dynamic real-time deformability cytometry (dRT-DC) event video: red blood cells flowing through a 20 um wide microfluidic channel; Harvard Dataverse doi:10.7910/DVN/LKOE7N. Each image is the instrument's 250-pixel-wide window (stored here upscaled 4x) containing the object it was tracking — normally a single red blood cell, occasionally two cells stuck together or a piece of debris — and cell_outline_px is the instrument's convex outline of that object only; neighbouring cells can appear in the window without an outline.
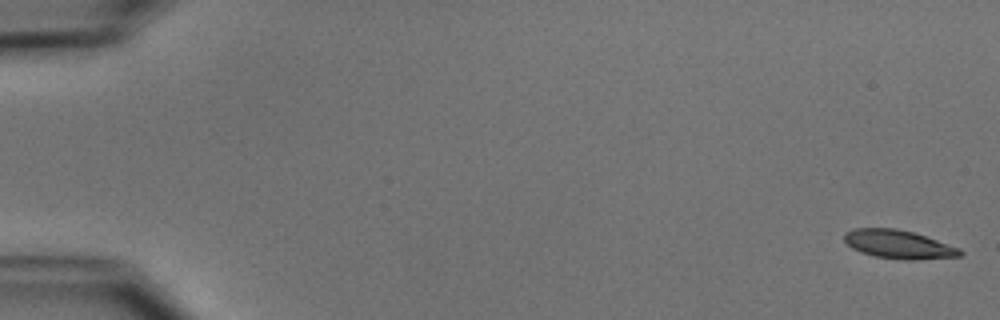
{"species": "common noctule bat (a hibernating species)", "species_latin": "Nyctalus noctula", "temperature_condition": "cold", "stored_images_in_passage": 52, "camera_frame_rate_fps": 3000, "um_per_image_px": 0.085, "animal": {"sex": "male", "body_mass_g": 15.6}, "frame": {"image": 1, "passage_image": 1, "time_ms": 0.0, "image_size_px": [1000, 320], "cell_outline_px": [[964, 252], [960, 256], [916, 260], [904, 260], [876, 256], [860, 252], [852, 248], [844, 240], [844, 232], [852, 228], [896, 228], [912, 232], [960, 248]], "centroid_in_image_um": [76.35, 20.77], "position_along_channel_um": 8.6, "area_um2": 19.19}}
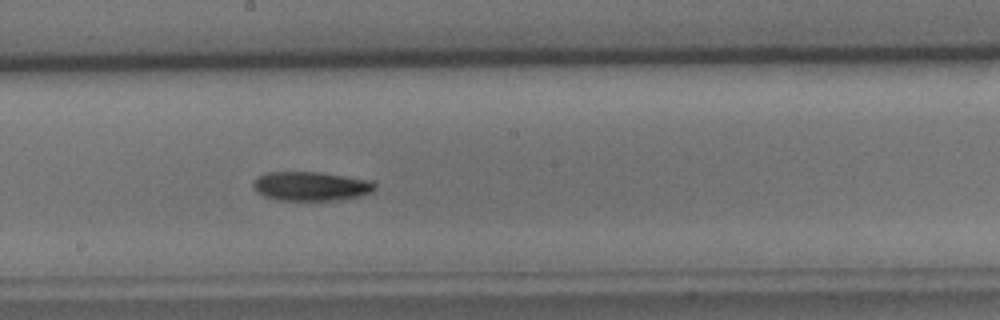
{"frame": {"image": 2, "passage_image": 29, "time_ms": 9.333, "image_size_px": [1000, 320], "cell_outline_px": [[376, 188], [372, 192], [360, 196], [332, 200], [276, 200], [264, 196], [256, 192], [252, 184], [260, 176], [268, 172], [320, 172], [372, 180], [376, 184]], "centroid_in_image_um": [26.45, 15.82], "position_along_channel_um": 221.7, "area_um2": 20.63}}
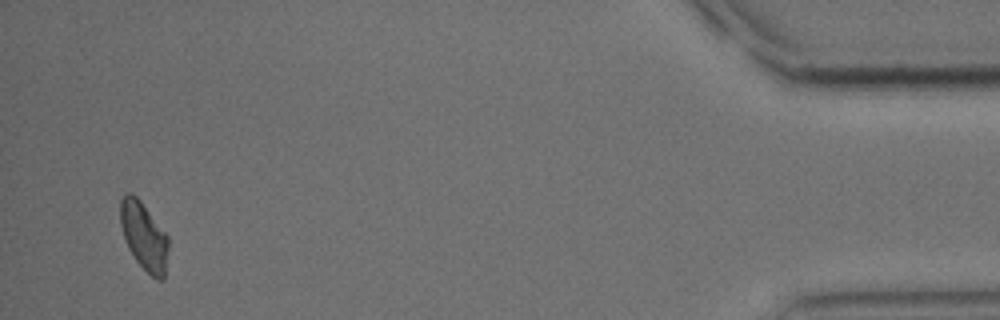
{"frame": {"image": 3, "passage_image": 50, "time_ms": 16.333, "image_size_px": [1000, 320], "cell_outline_px": [[168, 248], [164, 280], [156, 280], [136, 260], [128, 248], [120, 224], [120, 196], [124, 192], [132, 192], [140, 200], [168, 236]], "centroid_in_image_um": [12.22, 20.03], "position_along_channel_um": 423.0, "area_um2": 19.02}, "authors_computed_cell_mechanics": {"area_um2": 19.652, "velocity_mm_per_s": 3.921, "shape_relaxation_time_tau1_ms": 3.8536, "shape_relaxation_time_tau2_ms": null, "deformation_change_tau1": 0.1221, "deformation_change_tau2": null}}